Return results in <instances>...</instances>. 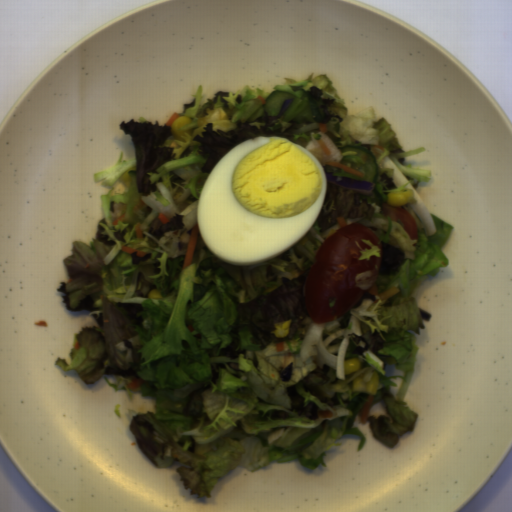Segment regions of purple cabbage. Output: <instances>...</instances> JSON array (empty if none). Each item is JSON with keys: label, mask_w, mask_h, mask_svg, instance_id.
Returning <instances> with one entry per match:
<instances>
[{"label": "purple cabbage", "mask_w": 512, "mask_h": 512, "mask_svg": "<svg viewBox=\"0 0 512 512\" xmlns=\"http://www.w3.org/2000/svg\"><path fill=\"white\" fill-rule=\"evenodd\" d=\"M294 100H285L283 101L282 103V106L278 112V114L276 116H268L267 117V120H274V119H278V118H281L285 113L286 111L288 110V108L291 106V104L293 103Z\"/></svg>", "instance_id": "obj_2"}, {"label": "purple cabbage", "mask_w": 512, "mask_h": 512, "mask_svg": "<svg viewBox=\"0 0 512 512\" xmlns=\"http://www.w3.org/2000/svg\"><path fill=\"white\" fill-rule=\"evenodd\" d=\"M326 181L333 183L339 187H342L344 189H350L355 190L359 192L360 194L364 196H370L371 193L374 190L375 184L363 182V181H356L344 176H340V179L337 178V176L325 173Z\"/></svg>", "instance_id": "obj_1"}]
</instances>
